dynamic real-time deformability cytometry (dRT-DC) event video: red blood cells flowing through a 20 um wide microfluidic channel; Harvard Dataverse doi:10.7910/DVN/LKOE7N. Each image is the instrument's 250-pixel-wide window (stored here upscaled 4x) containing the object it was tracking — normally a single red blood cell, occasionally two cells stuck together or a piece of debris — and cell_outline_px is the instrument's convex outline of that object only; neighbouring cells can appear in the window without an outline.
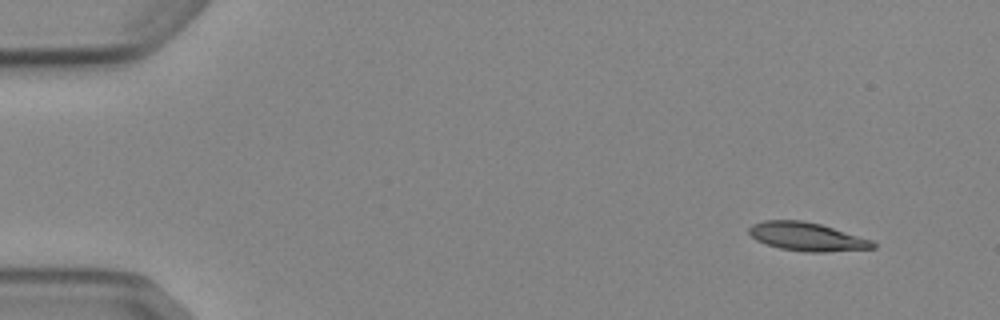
{"species": "Egyptian fruit bat (a non-hibernating species)", "species_latin": "Rousettus aegyptiacus", "temperature_condition": "cold", "stored_images_in_passage": 5, "segment_of_instrument_passage": [1, 2], "camera_frame_rate_fps": 3000, "um_per_image_px": 0.085, "animal": {"sex": "female"}, "frame": {"image": 1, "passage_image": 1, "time_ms": 0.0, "image_size_px": [1000, 320], "cell_outline_px": [[876, 248], [824, 252], [808, 252], [780, 248], [756, 240], [748, 232], [748, 228], [752, 224], [764, 220], [800, 220], [820, 224], [872, 240], [876, 244]], "centroid_in_image_um": [68.58, 20.11], "position_along_channel_um": 16.4, "area_um2": 20.35}}